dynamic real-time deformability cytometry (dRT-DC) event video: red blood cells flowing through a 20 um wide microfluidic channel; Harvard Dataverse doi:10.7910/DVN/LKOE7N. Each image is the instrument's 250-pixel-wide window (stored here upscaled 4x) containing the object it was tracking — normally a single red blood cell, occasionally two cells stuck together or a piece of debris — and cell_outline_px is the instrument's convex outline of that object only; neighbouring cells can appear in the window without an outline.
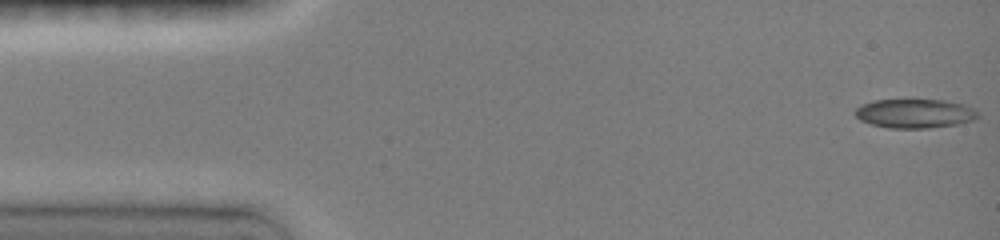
{"species": "common noctule bat (a hibernating species)", "species_latin": "Nyctalus noctula", "temperature_condition": "room temperature", "stored_images_in_passage": 26, "camera_frame_rate_fps": 3000, "um_per_image_px": 0.085, "animal": {"sex": "female", "body_mass_g": 19.0, "forearm_length_mm": 51.5}, "frame": {"image": 1, "passage_image": 1, "time_ms": 0.0, "image_size_px": [1000, 240], "cell_outline_px": [[980, 116], [976, 120], [956, 124], [928, 128], [888, 128], [872, 124], [860, 120], [852, 112], [860, 104], [872, 100], [944, 100], [964, 104], [980, 112]], "centroid_in_image_um": [77.76, 9.64], "position_along_channel_um": 7.2, "area_um2": 21.04}}
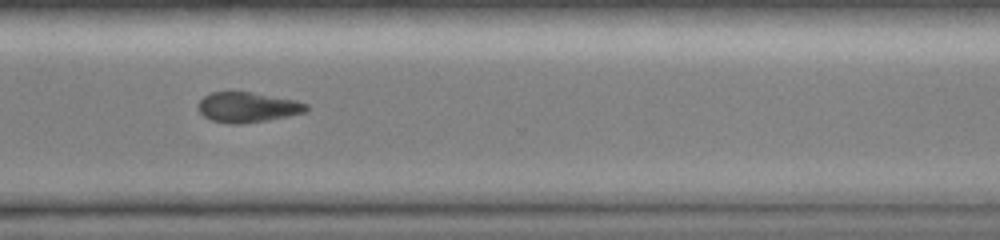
{"frame": {"image": 2, "passage_image": 19, "time_ms": 11.333, "image_size_px": [1000, 240], "cell_outline_px": [[308, 108], [304, 112], [288, 116], [268, 120], [240, 124], [228, 124], [212, 120], [204, 116], [200, 112], [196, 104], [204, 96], [212, 92], [252, 92], [296, 100], [308, 104]], "centroid_in_image_um": [21.03, 9.12], "position_along_channel_um": 349.6, "area_um2": 19.02}}
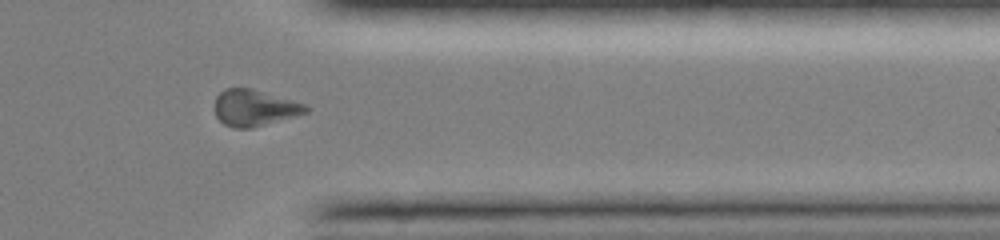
{"frame": {"image": 3, "passage_image": 21, "time_ms": 12.333, "image_size_px": [1000, 240], "cell_outline_px": [[308, 112], [296, 116], [252, 128], [232, 128], [224, 124], [216, 116], [212, 108], [216, 96], [224, 88], [252, 88], [304, 104], [308, 108]], "centroid_in_image_um": [21.56, 9.17], "position_along_channel_um": 389.8, "area_um2": 19.42}}